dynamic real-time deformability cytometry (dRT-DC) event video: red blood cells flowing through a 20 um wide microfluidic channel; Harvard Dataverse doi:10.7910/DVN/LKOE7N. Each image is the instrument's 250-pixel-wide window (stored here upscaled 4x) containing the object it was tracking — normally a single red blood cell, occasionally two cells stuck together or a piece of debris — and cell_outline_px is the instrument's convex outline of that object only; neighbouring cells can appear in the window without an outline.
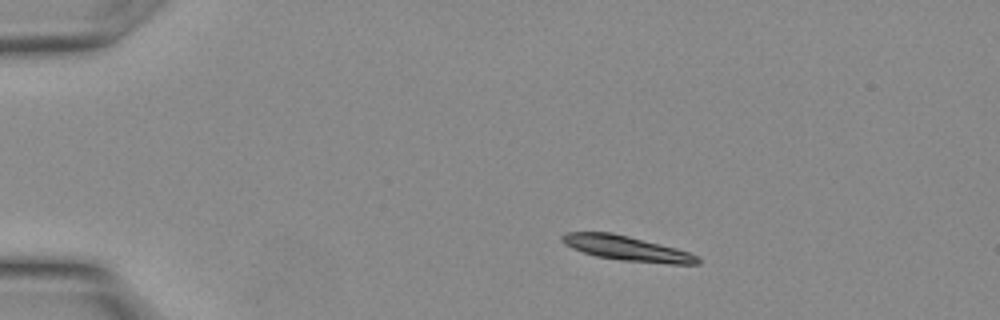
{"species": "Egyptian fruit bat (a non-hibernating species)", "species_latin": "Rousettus aegyptiacus", "temperature_condition": "warm", "stored_images_in_passage": 28, "camera_frame_rate_fps": 3000, "um_per_image_px": 0.085, "animal": {"sex": "female"}, "frame": {"image": 1, "passage_image": 4, "time_ms": 1.0, "image_size_px": [1000, 320], "cell_outline_px": [[700, 264], [668, 264], [620, 260], [596, 256], [572, 248], [564, 244], [560, 240], [560, 236], [564, 232], [612, 232], [676, 248], [688, 252], [696, 256], [700, 260]], "centroid_in_image_um": [53.24, 21.1], "position_along_channel_um": 31.8, "area_um2": 19.54}}
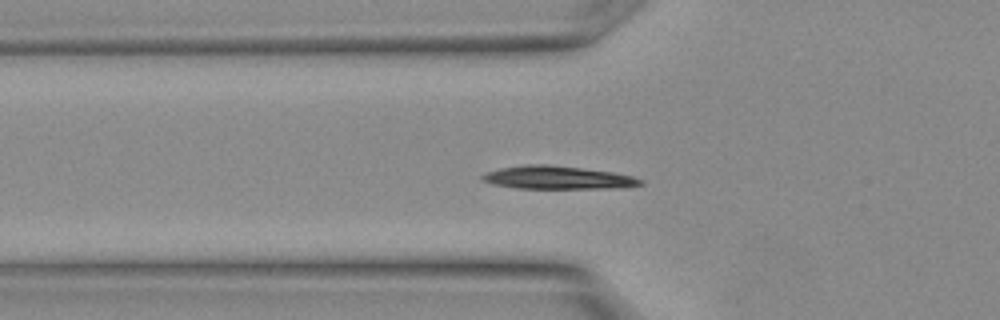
{"frame": {"image": 2, "passage_image": 9, "time_ms": 2.667, "image_size_px": [1000, 320], "cell_outline_px": [[644, 184], [600, 188], [520, 188], [492, 184], [480, 180], [480, 176], [488, 172], [500, 168], [524, 164], [548, 164], [612, 172], [632, 176], [644, 180]], "centroid_in_image_um": [47.32, 15.08], "position_along_channel_um": 78.5, "area_um2": 20.92}}
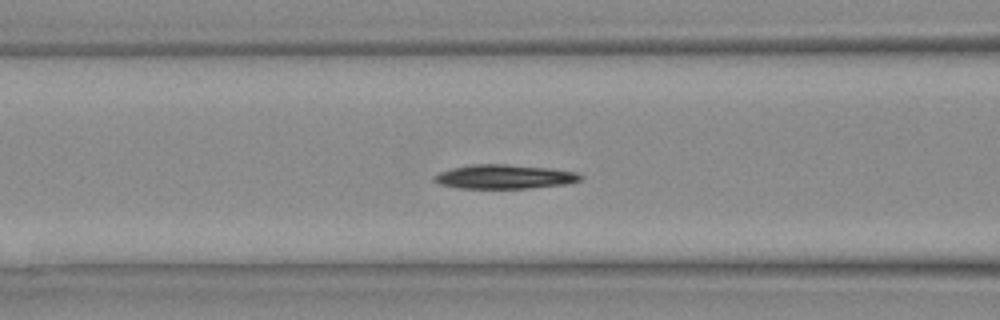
{"frame": {"image": 3, "passage_image": 11, "time_ms": 3.333, "image_size_px": [1000, 320], "cell_outline_px": [[584, 176], [580, 180], [564, 184], [528, 188], [460, 188], [440, 184], [432, 180], [432, 176], [440, 172], [452, 168], [472, 164], [504, 164], [548, 168], [576, 172]], "centroid_in_image_um": [42.83, 15.02], "position_along_channel_um": 123.8, "area_um2": 20.4}}